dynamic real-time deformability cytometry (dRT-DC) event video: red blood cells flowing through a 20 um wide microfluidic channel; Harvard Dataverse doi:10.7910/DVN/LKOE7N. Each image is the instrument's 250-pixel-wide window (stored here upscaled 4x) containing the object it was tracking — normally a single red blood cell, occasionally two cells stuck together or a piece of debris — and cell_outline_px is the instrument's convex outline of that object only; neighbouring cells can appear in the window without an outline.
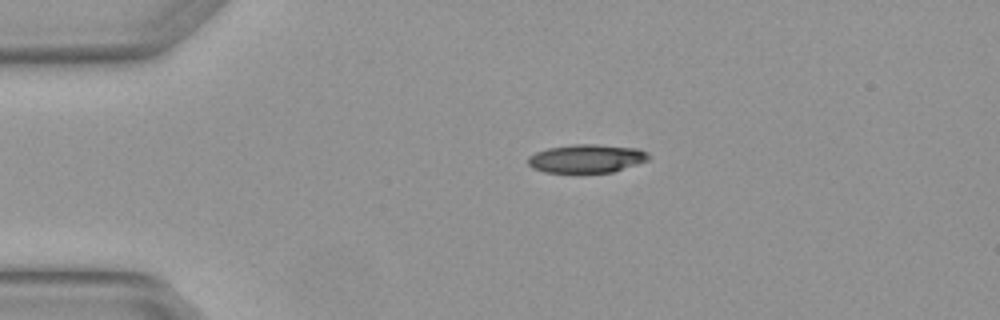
{"species": "Egyptian fruit bat (a non-hibernating species)", "species_latin": "Rousettus aegyptiacus", "temperature_condition": "warm", "stored_images_in_passage": 2, "camera_frame_rate_fps": 3000, "um_per_image_px": 0.085, "animal": {"sex": "female"}, "frame": {"image": 1, "passage_image": 1, "time_ms": 0.0, "image_size_px": [1000, 320], "cell_outline_px": [[648, 160], [612, 172], [576, 176], [544, 172], [532, 168], [528, 164], [528, 156], [536, 152], [548, 148], [572, 144], [596, 144], [636, 148], [648, 152]], "centroid_in_image_um": [49.79, 13.53], "position_along_channel_um": 35.2, "area_um2": 20.81}}